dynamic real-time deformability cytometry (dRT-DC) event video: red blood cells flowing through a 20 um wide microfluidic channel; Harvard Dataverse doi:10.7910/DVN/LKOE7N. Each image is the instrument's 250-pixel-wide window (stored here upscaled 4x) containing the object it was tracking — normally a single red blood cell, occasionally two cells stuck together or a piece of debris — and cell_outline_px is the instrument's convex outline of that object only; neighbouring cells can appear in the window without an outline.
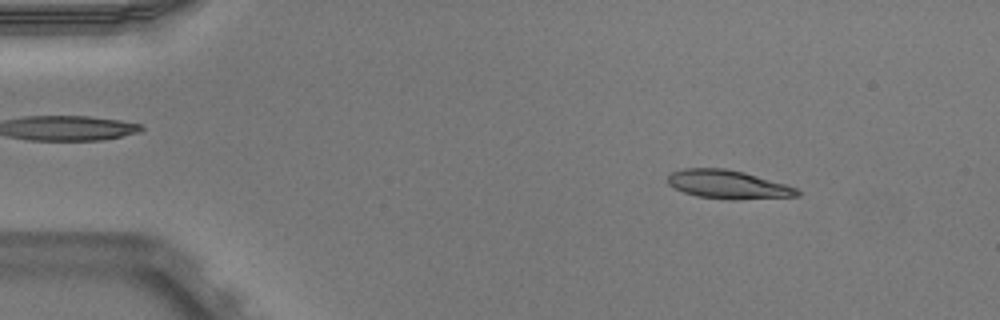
{"species": "Egyptian fruit bat (a non-hibernating species)", "species_latin": "Rousettus aegyptiacus", "temperature_condition": "warm", "stored_images_in_passage": 45, "camera_frame_rate_fps": 3000, "um_per_image_px": 0.085, "animal": {"sex": "male"}, "frame": {"image": 1, "passage_image": 1, "time_ms": 0.0, "image_size_px": [1000, 320], "cell_outline_px": [[800, 196], [736, 200], [728, 200], [696, 196], [684, 192], [668, 184], [668, 176], [672, 172], [684, 168], [724, 168], [744, 172], [784, 184], [796, 188], [800, 192]], "centroid_in_image_um": [61.88, 15.69], "position_along_channel_um": 23.1, "area_um2": 21.5}}
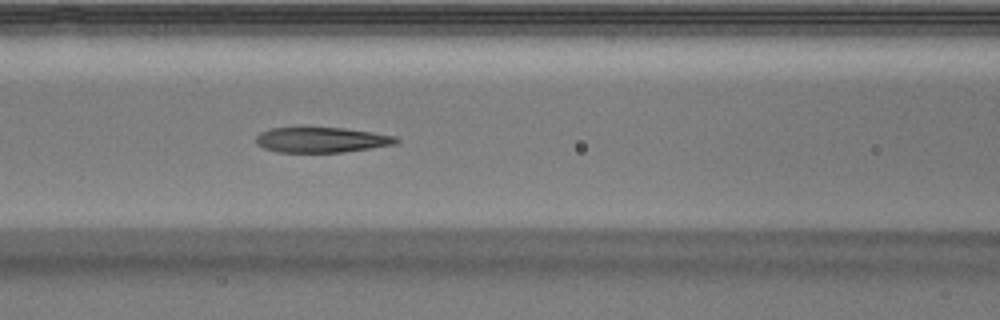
{"frame": {"image": 2, "passage_image": 16, "time_ms": 5.0, "image_size_px": [1000, 320], "cell_outline_px": [[400, 140], [396, 144], [344, 152], [276, 152], [264, 148], [256, 144], [256, 136], [260, 132], [268, 128], [344, 128], [372, 132], [396, 136]], "centroid_in_image_um": [27.32, 11.89], "position_along_channel_um": 139.3, "area_um2": 20.63}}
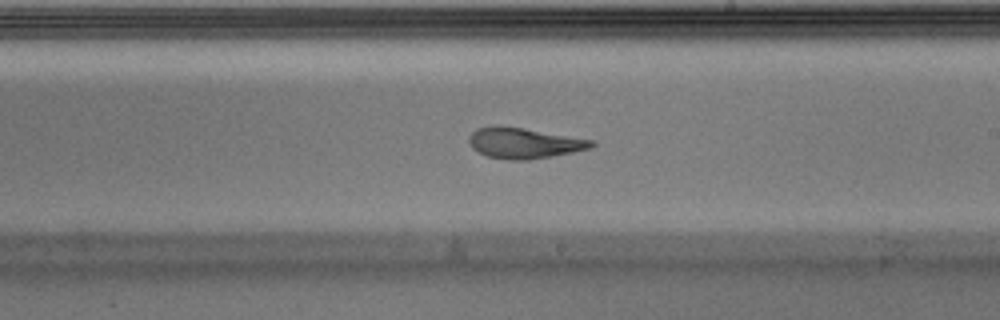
{"frame": {"image": 3, "passage_image": 24, "time_ms": 7.667, "image_size_px": [1000, 320], "cell_outline_px": [[596, 144], [592, 148], [552, 156], [528, 160], [512, 160], [488, 156], [472, 148], [468, 140], [472, 132], [476, 128], [496, 124], [500, 124], [596, 140]], "centroid_in_image_um": [44.57, 12.14], "position_along_channel_um": 244.4, "area_um2": 22.14}, "authors_computed_cell_mechanics": {"area_um2": 21.8484, "velocity_mm_per_s": 3.9478, "shape_relaxation_time_tau1_ms": 7.3098, "shape_relaxation_time_tau2_ms": 2.3448, "deformation_change_tau1": 0.2917, "deformation_change_tau2": 0.0689}}